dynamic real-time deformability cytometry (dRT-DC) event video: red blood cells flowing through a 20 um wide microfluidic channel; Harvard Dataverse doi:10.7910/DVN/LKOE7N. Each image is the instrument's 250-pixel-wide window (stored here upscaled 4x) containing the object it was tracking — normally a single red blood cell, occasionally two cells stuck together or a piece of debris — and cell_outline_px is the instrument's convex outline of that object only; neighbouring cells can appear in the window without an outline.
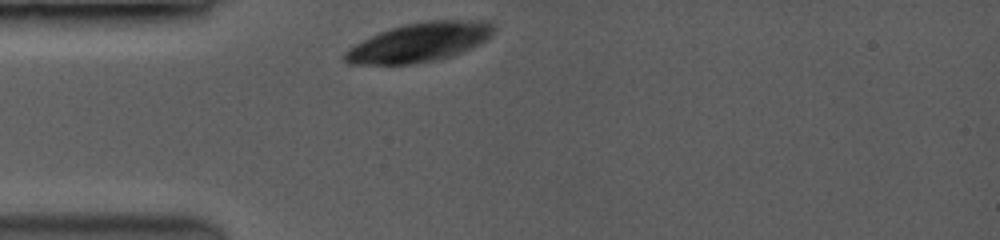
{"species": "common noctule bat (a hibernating species)", "species_latin": "Nyctalus noctula", "temperature_condition": "room temperature", "stored_images_in_passage": 32, "camera_frame_rate_fps": 3500, "um_per_image_px": 0.085, "animal": {"sex": "female", "body_mass_g": 19.0, "forearm_length_mm": 53.3}, "frame": {"image": 1, "passage_image": 1, "time_ms": 0.0, "image_size_px": [1000, 240], "cell_outline_px": [[496, 28], [484, 40], [460, 52], [448, 56], [432, 60], [412, 64], [352, 64], [344, 60], [344, 52], [348, 48], [380, 32], [404, 24], [424, 20], [488, 20], [496, 24]], "centroid_in_image_um": [35.65, 3.57], "position_along_channel_um": 49.3, "area_um2": 33.35}}
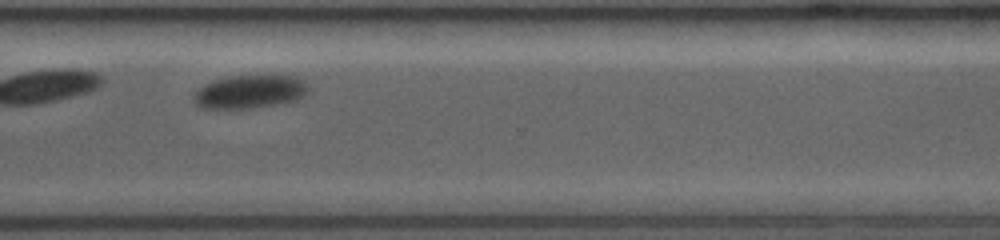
{"frame": {"image": 2, "passage_image": 29, "time_ms": 8.571, "image_size_px": [1000, 240], "cell_outline_px": [[308, 92], [304, 96], [296, 100], [284, 104], [256, 108], [200, 108], [192, 100], [192, 96], [200, 88], [216, 80], [236, 76], [288, 76], [300, 80], [308, 88]], "centroid_in_image_um": [21.23, 7.84], "position_along_channel_um": 349.4, "area_um2": 21.91}}
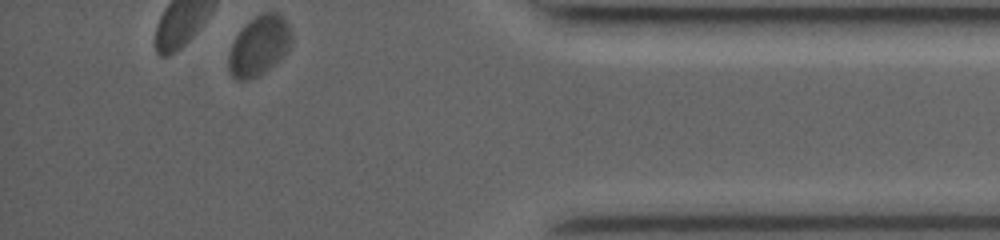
{"frame": {"image": 3, "passage_image": 32, "time_ms": 10.857, "image_size_px": [1000, 240], "cell_outline_px": [[292, 40], [288, 48], [264, 72], [248, 80], [236, 80], [228, 72], [228, 56], [232, 44], [236, 36], [256, 16], [268, 12], [276, 12], [288, 24], [292, 32]], "centroid_in_image_um": [21.99, 3.91], "position_along_channel_um": 413.2, "area_um2": 21.15}}